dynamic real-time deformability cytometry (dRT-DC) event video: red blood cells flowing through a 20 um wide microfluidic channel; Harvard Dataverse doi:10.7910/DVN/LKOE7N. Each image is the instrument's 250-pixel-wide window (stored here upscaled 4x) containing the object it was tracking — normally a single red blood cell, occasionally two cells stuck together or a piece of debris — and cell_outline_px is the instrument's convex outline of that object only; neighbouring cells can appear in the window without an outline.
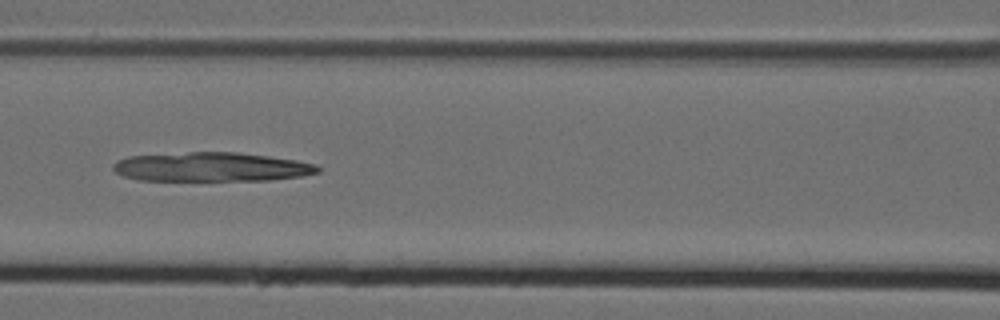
{"species": "Egyptian fruit bat (a non-hibernating species)", "species_latin": "Rousettus aegyptiacus", "temperature_condition": "cold", "stored_images_in_passage": 9, "camera_frame_rate_fps": 3000, "um_per_image_px": 0.085, "animal": {"sex": "female"}, "frame": {"image": 1, "passage_image": 6, "time_ms": 1.667, "image_size_px": [1000, 320], "cell_outline_px": [[320, 172], [304, 176], [268, 180], [140, 180], [124, 176], [116, 172], [112, 168], [112, 164], [116, 160], [128, 156], [188, 152], [240, 152], [296, 160], [316, 164], [320, 168]], "centroid_in_image_um": [17.98, 14.18], "position_along_channel_um": 148.6, "area_um2": 34.85}}
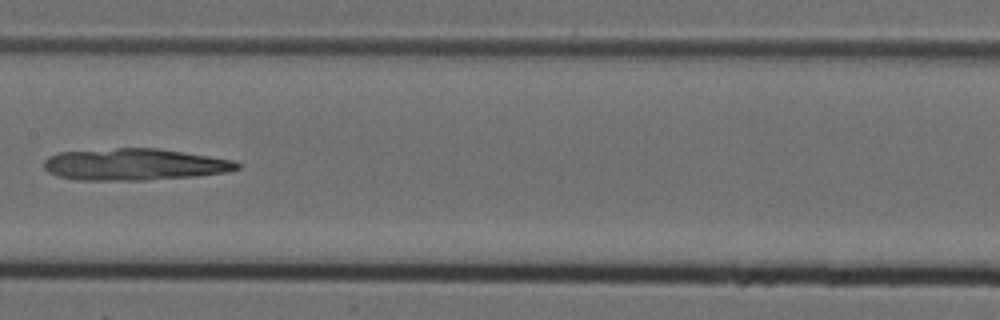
{"frame": {"image": 2, "passage_image": 7, "time_ms": 2.0, "image_size_px": [1000, 320], "cell_outline_px": [[240, 168], [228, 172], [196, 176], [144, 180], [80, 180], [56, 176], [48, 172], [44, 168], [44, 160], [48, 156], [60, 152], [116, 148], [160, 148], [232, 160], [240, 164]], "centroid_in_image_um": [11.41, 13.98], "position_along_channel_um": 196.0, "area_um2": 35.78}}
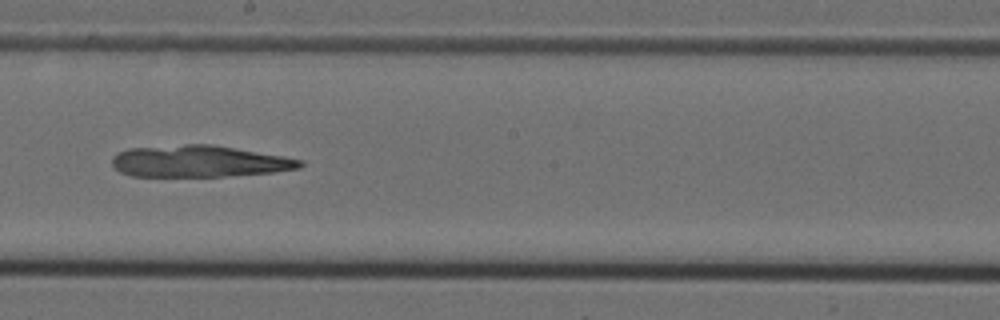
{"frame": {"image": 3, "passage_image": 8, "time_ms": 2.333, "image_size_px": [1000, 320], "cell_outline_px": [[304, 164], [300, 168], [272, 172], [224, 176], [132, 176], [120, 172], [112, 164], [112, 156], [116, 152], [128, 148], [184, 144], [212, 144], [284, 156], [304, 160]], "centroid_in_image_um": [16.91, 13.7], "position_along_channel_um": 231.3, "area_um2": 34.8}}